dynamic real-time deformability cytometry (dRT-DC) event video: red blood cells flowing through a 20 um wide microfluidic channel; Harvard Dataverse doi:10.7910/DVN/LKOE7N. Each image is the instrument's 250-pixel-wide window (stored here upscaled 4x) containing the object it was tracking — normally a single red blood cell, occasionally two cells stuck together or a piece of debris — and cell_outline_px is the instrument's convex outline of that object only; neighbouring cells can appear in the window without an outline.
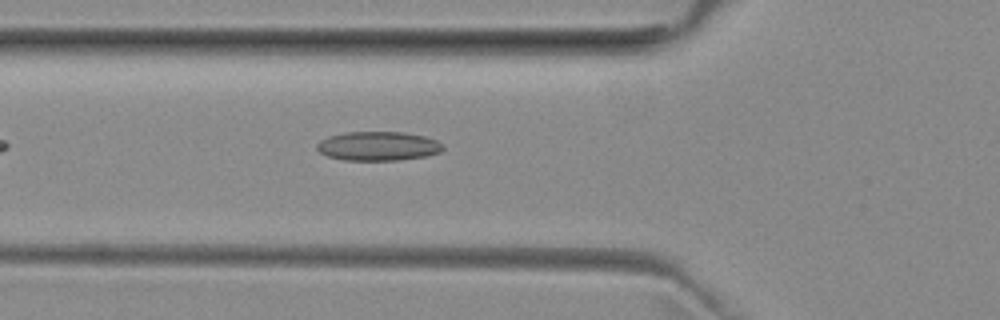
{"species": "common noctule bat (a hibernating species)", "species_latin": "Nyctalus noctula", "temperature_condition": "room temperature", "stored_images_in_passage": 35, "camera_frame_rate_fps": 3000, "um_per_image_px": 0.085, "animal": {"sex": "female", "body_mass_g": 29.2, "forearm_length_mm": 56.3}, "frame": {"image": 1, "passage_image": 3, "time_ms": 0.667, "image_size_px": [1000, 320], "cell_outline_px": [[444, 148], [440, 152], [424, 156], [400, 160], [344, 160], [328, 156], [320, 152], [316, 148], [316, 144], [320, 140], [328, 136], [344, 132], [404, 132], [424, 136], [436, 140]], "centroid_in_image_um": [32.1, 12.41], "position_along_channel_um": 93.7, "area_um2": 21.33}}
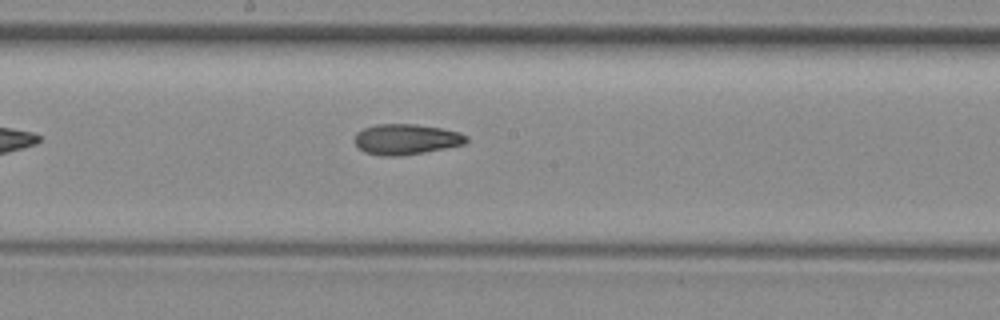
{"frame": {"image": 2, "passage_image": 12, "time_ms": 3.667, "image_size_px": [1000, 320], "cell_outline_px": [[468, 140], [464, 144], [424, 152], [400, 156], [380, 156], [364, 152], [356, 144], [356, 132], [364, 128], [376, 124], [416, 124], [440, 128], [460, 132], [468, 136]], "centroid_in_image_um": [34.52, 11.84], "position_along_channel_um": 213.7, "area_um2": 19.83}}
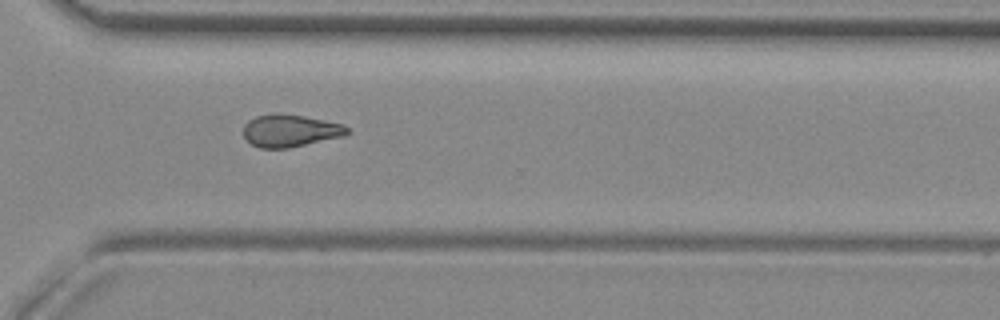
{"frame": {"image": 3, "passage_image": 22, "time_ms": 7.0, "image_size_px": [1000, 320], "cell_outline_px": [[348, 132], [344, 136], [288, 148], [260, 148], [252, 144], [244, 136], [244, 124], [248, 120], [256, 116], [304, 116], [324, 120], [340, 124], [348, 128]], "centroid_in_image_um": [24.66, 11.15], "position_along_channel_um": 345.9, "area_um2": 18.79}, "authors_computed_cell_mechanics": {"area_um2": 19.5942, "velocity_mm_per_s": 3.9766, "shape_relaxation_time_tau1_ms": null, "shape_relaxation_time_tau2_ms": 5.4704, "deformation_change_tau1": null, "deformation_change_tau2": 0.132}}